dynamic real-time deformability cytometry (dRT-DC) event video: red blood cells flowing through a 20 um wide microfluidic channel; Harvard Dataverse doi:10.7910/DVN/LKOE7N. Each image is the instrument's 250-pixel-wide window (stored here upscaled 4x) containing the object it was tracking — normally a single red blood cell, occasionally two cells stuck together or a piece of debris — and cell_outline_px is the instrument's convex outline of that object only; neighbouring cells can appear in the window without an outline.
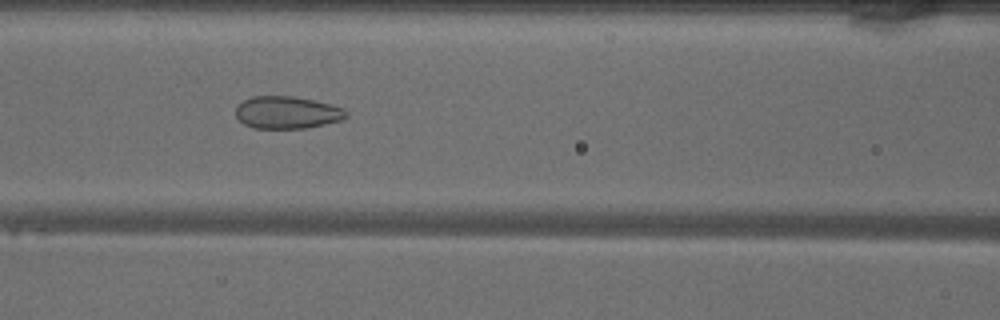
{"species": "common noctule bat (a hibernating species)", "species_latin": "Nyctalus noctula", "temperature_condition": "warm", "stored_images_in_passage": 40, "camera_frame_rate_fps": 3000, "um_per_image_px": 0.085, "animal": {"sex": "male", "body_mass_g": 18.8}, "frame": {"image": 1, "passage_image": 17, "time_ms": 5.333, "image_size_px": [1000, 320], "cell_outline_px": [[348, 116], [344, 120], [308, 128], [252, 128], [244, 124], [236, 116], [236, 108], [244, 100], [252, 96], [292, 96], [332, 104], [344, 108], [348, 112]], "centroid_in_image_um": [24.45, 9.57], "position_along_channel_um": 142.1, "area_um2": 20.98}}
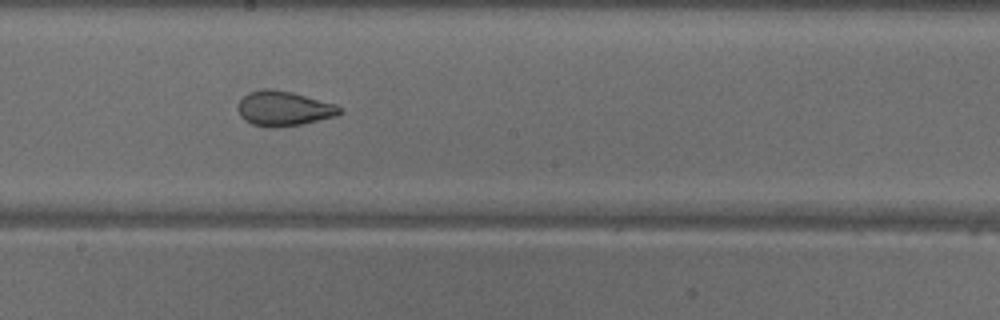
{"frame": {"image": 2, "passage_image": 23, "time_ms": 7.333, "image_size_px": [1000, 320], "cell_outline_px": [[344, 112], [336, 116], [300, 124], [252, 124], [244, 120], [240, 116], [240, 100], [248, 92], [264, 88], [272, 88], [292, 92], [336, 104]], "centroid_in_image_um": [24.16, 9.16], "position_along_channel_um": 224.0, "area_um2": 19.83}}
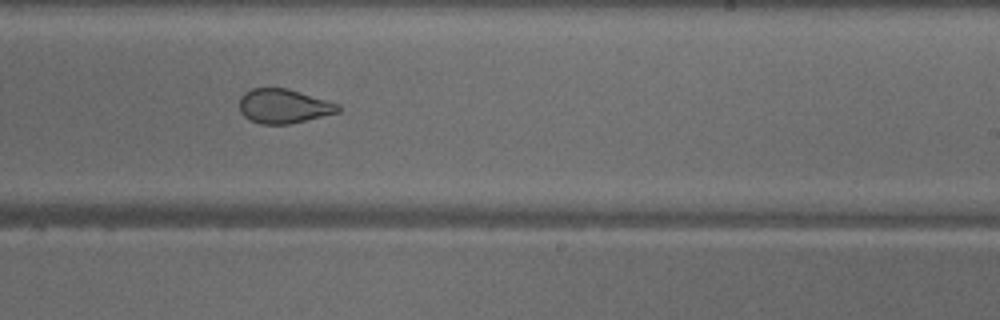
{"frame": {"image": 3, "passage_image": 26, "time_ms": 8.333, "image_size_px": [1000, 320], "cell_outline_px": [[340, 112], [288, 124], [260, 124], [244, 116], [240, 112], [240, 96], [244, 92], [252, 88], [288, 88], [340, 104]], "centroid_in_image_um": [24.11, 9.01], "position_along_channel_um": 264.9, "area_um2": 19.71}}